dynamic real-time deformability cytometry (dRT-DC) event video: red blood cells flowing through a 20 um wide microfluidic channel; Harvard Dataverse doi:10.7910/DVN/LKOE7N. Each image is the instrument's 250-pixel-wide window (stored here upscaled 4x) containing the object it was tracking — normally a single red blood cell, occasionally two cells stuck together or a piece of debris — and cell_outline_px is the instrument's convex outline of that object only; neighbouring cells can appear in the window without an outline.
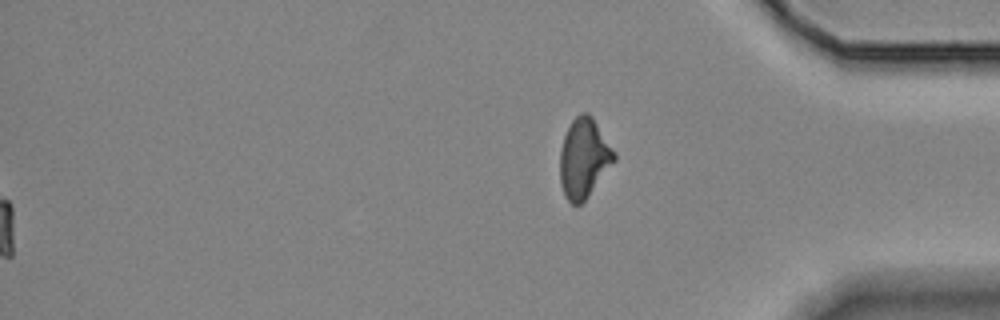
{"species": "Egyptian fruit bat (a non-hibernating species)", "species_latin": "Rousettus aegyptiacus", "temperature_condition": "room temperature", "stored_images_in_passage": 43, "segment_of_instrument_passage": [2, 2], "camera_frame_rate_fps": 3000, "um_per_image_px": 0.085, "animal": {"sex": "female"}, "frame": {"image": 1, "passage_image": 43, "time_ms": 14.0, "image_size_px": [1000, 320], "cell_outline_px": [[616, 160], [588, 196], [580, 204], [572, 204], [564, 196], [560, 184], [560, 152], [564, 136], [572, 120], [580, 112], [588, 112], [592, 116], [616, 152]], "centroid_in_image_um": [49.64, 13.43], "position_along_channel_um": 385.6, "area_um2": 25.14}}